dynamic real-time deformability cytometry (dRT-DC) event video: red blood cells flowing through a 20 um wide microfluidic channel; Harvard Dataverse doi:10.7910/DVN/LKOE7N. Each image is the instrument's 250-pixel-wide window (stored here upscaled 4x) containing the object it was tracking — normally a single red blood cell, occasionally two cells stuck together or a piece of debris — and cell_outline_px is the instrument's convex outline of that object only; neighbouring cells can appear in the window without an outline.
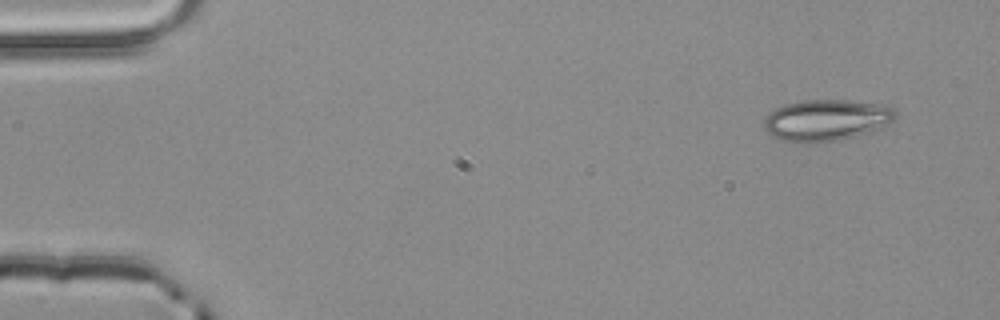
{"species": "common noctule bat (a hibernating species)", "species_latin": "Nyctalus noctula", "temperature_condition": "room temperature", "stored_images_in_passage": 3, "camera_frame_rate_fps": 3000, "um_per_image_px": 0.085, "animal": {"sex": "male", "body_mass_g": 20.4}, "frame": {"image": 1, "passage_image": 1, "time_ms": 0.0, "image_size_px": [1000, 320], "cell_outline_px": [[896, 116], [888, 124], [872, 132], [856, 136], [836, 140], [812, 144], [804, 144], [780, 140], [772, 136], [764, 128], [764, 120], [768, 112], [784, 104], [804, 100], [844, 100], [884, 104], [892, 108], [896, 112]], "centroid_in_image_um": [70.21, 10.22], "position_along_channel_um": 14.8, "area_um2": 32.08}}